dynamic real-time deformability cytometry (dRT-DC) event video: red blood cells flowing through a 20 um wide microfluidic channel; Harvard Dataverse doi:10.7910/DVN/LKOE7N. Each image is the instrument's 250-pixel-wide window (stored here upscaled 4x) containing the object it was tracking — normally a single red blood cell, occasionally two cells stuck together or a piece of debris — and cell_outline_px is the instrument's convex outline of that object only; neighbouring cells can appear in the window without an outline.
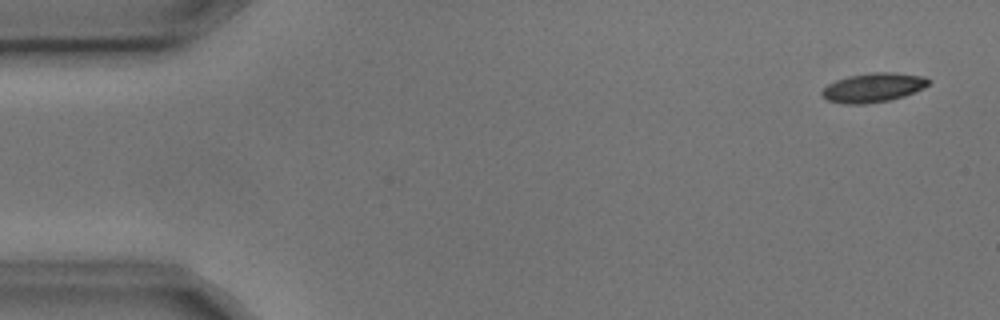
{"species": "common noctule bat (a hibernating species)", "species_latin": "Nyctalus noctula", "temperature_condition": "cold", "stored_images_in_passage": 4, "camera_frame_rate_fps": 3000, "um_per_image_px": 0.085, "animal": {"sex": "male", "body_mass_g": 17.9, "forearm_length_mm": 54.2}, "frame": {"image": 1, "passage_image": 1, "time_ms": 0.0, "image_size_px": [1000, 320], "cell_outline_px": [[932, 80], [924, 88], [904, 96], [888, 100], [864, 104], [844, 104], [828, 100], [820, 92], [828, 84], [836, 80], [848, 76], [872, 72], [896, 72], [924, 76]], "centroid_in_image_um": [74.25, 7.43], "position_along_channel_um": 10.7, "area_um2": 18.15}}